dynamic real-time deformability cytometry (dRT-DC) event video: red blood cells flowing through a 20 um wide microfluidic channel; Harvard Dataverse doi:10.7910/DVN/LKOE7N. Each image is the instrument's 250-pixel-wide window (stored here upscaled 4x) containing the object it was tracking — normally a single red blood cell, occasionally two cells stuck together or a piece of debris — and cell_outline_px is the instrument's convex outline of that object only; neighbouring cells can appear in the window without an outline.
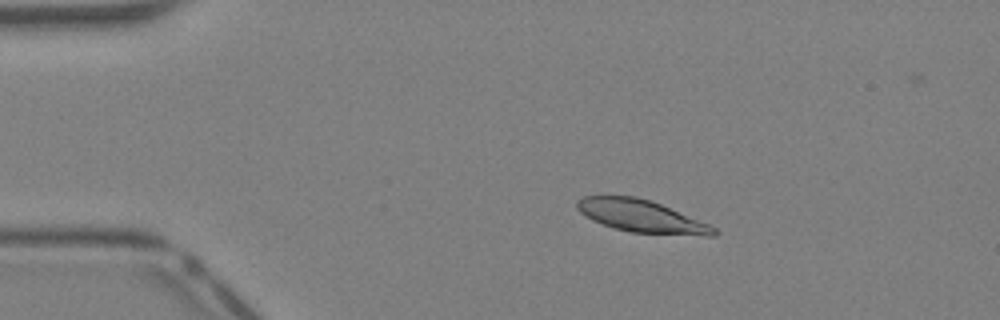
{"species": "Egyptian fruit bat (a non-hibernating species)", "species_latin": "Rousettus aegyptiacus", "temperature_condition": "warm", "stored_images_in_passage": 40, "camera_frame_rate_fps": 3000, "um_per_image_px": 0.085, "animal": {"sex": "female"}, "frame": {"image": 1, "passage_image": 7, "time_ms": 2.0, "image_size_px": [1000, 320], "cell_outline_px": [[720, 232], [716, 236], [704, 236], [632, 232], [616, 228], [592, 220], [580, 212], [576, 208], [576, 200], [584, 196], [636, 196], [660, 204], [708, 224], [716, 228]], "centroid_in_image_um": [54.52, 18.38], "position_along_channel_um": 30.5, "area_um2": 25.49}}
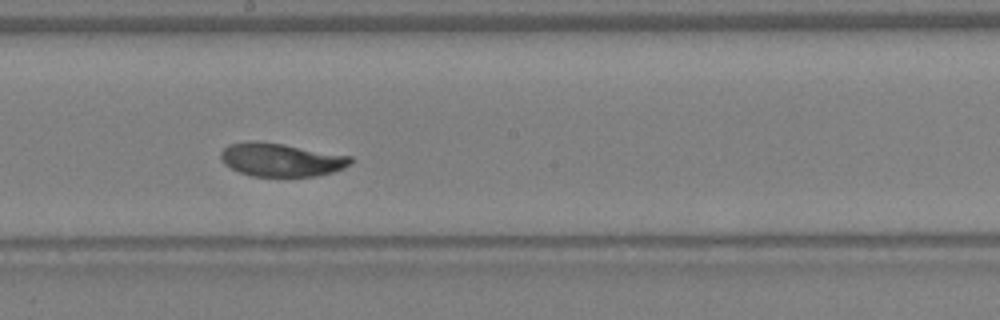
{"frame": {"image": 2, "passage_image": 22, "time_ms": 7.0, "image_size_px": [1000, 320], "cell_outline_px": [[352, 164], [344, 168], [332, 172], [316, 176], [252, 176], [240, 172], [224, 164], [220, 156], [220, 152], [228, 144], [284, 144], [352, 156]], "centroid_in_image_um": [23.97, 13.62], "position_along_channel_um": 224.2, "area_um2": 24.45}}
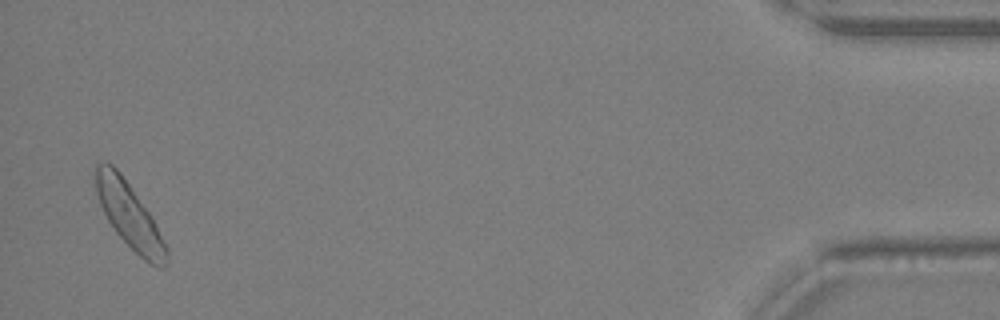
{"frame": {"image": 3, "passage_image": 39, "time_ms": 12.667, "image_size_px": [1000, 320], "cell_outline_px": [[168, 264], [164, 268], [156, 268], [148, 264], [116, 232], [108, 220], [100, 204], [96, 192], [96, 164], [112, 164], [120, 172], [152, 216], [168, 248]], "centroid_in_image_um": [11.05, 18.38], "position_along_channel_um": 424.1, "area_um2": 26.59}}